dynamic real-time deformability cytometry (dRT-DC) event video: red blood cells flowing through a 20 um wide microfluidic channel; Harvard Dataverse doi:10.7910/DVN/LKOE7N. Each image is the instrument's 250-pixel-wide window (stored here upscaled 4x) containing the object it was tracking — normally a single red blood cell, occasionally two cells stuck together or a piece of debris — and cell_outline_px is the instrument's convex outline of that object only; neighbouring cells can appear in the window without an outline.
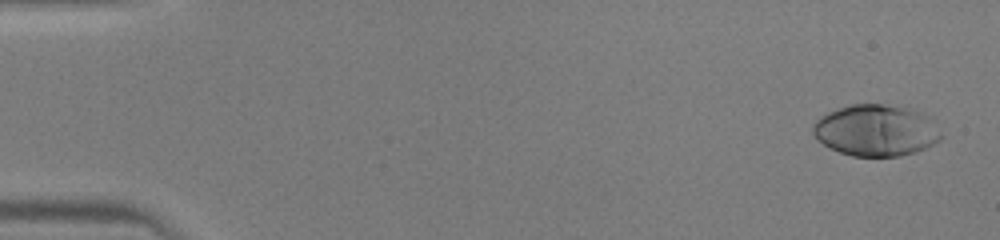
{"species": "human", "species_latin": "Homo sapiens", "temperature_condition": "warm", "stored_images_in_passage": 46, "camera_frame_rate_fps": 3000, "um_per_image_px": 0.085, "donor": {"sex": "male"}, "frame": {"image": 1, "passage_image": 2, "time_ms": 0.333, "image_size_px": [1000, 240], "cell_outline_px": [[940, 140], [916, 152], [900, 156], [852, 156], [828, 148], [812, 132], [812, 124], [820, 116], [836, 108], [852, 104], [880, 104], [904, 108], [924, 112], [928, 116], [940, 136]], "centroid_in_image_um": [74.4, 11.08], "position_along_channel_um": 10.6, "area_um2": 38.09}}
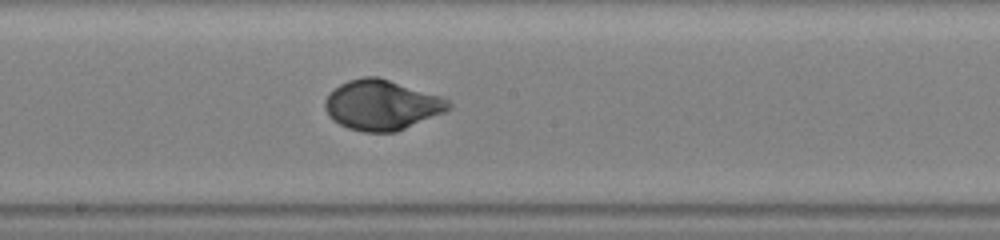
{"frame": {"image": 2, "passage_image": 26, "time_ms": 8.333, "image_size_px": [1000, 240], "cell_outline_px": [[452, 108], [444, 112], [396, 132], [360, 132], [348, 128], [332, 120], [328, 116], [324, 108], [324, 100], [340, 84], [348, 80], [364, 76], [376, 76], [440, 96], [448, 100], [452, 104]], "centroid_in_image_um": [32.43, 8.94], "position_along_channel_um": 215.8, "area_um2": 35.89}}
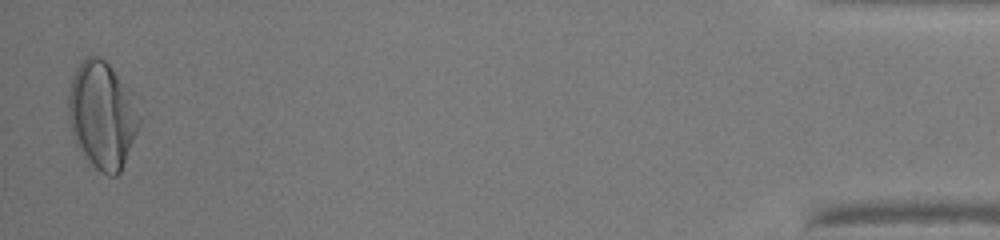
{"frame": {"image": 3, "passage_image": 46, "time_ms": 15.0, "image_size_px": [1000, 240], "cell_outline_px": [[140, 124], [120, 172], [116, 176], [108, 176], [100, 172], [80, 152], [76, 144], [72, 132], [68, 116], [68, 88], [72, 76], [80, 60], [84, 56], [100, 56], [108, 64], [136, 96], [140, 116]], "centroid_in_image_um": [8.68, 9.75], "position_along_channel_um": 426.5, "area_um2": 44.74}}